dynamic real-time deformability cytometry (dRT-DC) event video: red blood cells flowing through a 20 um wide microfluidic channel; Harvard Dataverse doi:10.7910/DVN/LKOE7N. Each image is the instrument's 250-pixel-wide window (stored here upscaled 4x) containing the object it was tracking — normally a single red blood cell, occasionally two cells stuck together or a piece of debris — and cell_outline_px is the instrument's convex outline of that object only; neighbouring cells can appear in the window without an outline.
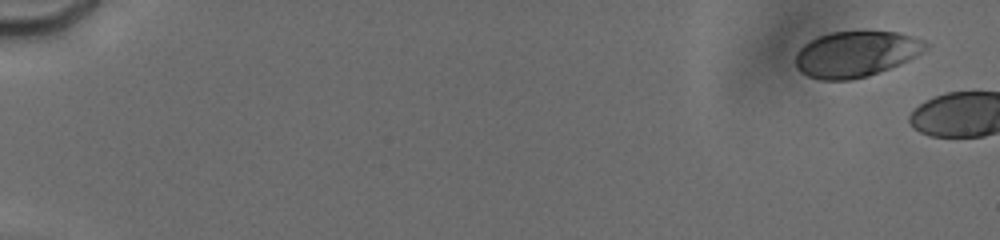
{"species": "human", "species_latin": "Homo sapiens", "temperature_condition": "cold", "stored_images_in_passage": 6, "camera_frame_rate_fps": 3000, "um_per_image_px": 0.085, "donor": {"sex": "male"}, "frame": {"image": 1, "passage_image": 3, "time_ms": 0.667, "image_size_px": [1000, 240], "cell_outline_px": [[928, 44], [916, 56], [900, 64], [868, 76], [848, 80], [820, 80], [808, 76], [800, 72], [796, 64], [796, 52], [804, 44], [820, 36], [832, 32], [900, 32], [924, 40]], "centroid_in_image_um": [72.74, 4.6], "position_along_channel_um": 12.3, "area_um2": 34.39}}